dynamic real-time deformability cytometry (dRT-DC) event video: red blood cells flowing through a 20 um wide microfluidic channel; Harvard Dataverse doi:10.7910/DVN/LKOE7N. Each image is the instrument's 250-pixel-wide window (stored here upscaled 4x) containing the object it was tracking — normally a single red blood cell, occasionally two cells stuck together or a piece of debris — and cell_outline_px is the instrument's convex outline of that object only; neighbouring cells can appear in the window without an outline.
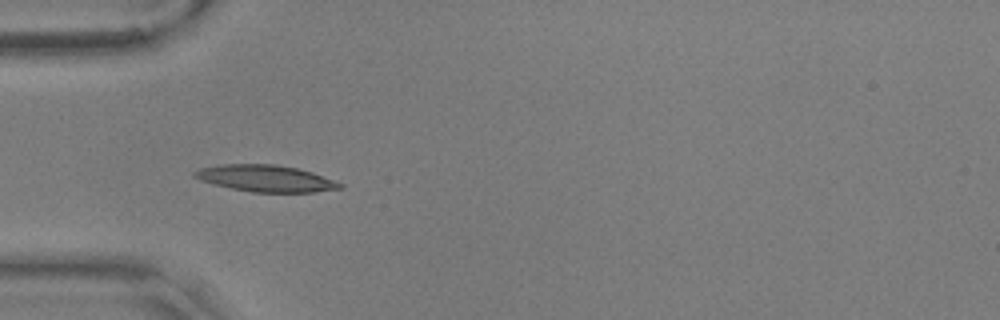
{"species": "common noctule bat (a hibernating species)", "species_latin": "Nyctalus noctula", "temperature_condition": "warm", "stored_images_in_passage": 36, "camera_frame_rate_fps": 3000, "um_per_image_px": 0.085, "animal": {"sex": "male", "body_mass_g": 17.9, "forearm_length_mm": 54.2}, "frame": {"image": 1, "passage_image": 1, "time_ms": 0.0, "image_size_px": [1000, 320], "cell_outline_px": [[344, 188], [312, 192], [252, 192], [212, 184], [200, 180], [192, 176], [192, 172], [200, 168], [220, 164], [276, 164], [296, 168], [312, 172], [344, 184]], "centroid_in_image_um": [22.56, 15.16], "position_along_channel_um": 62.4, "area_um2": 22.6}}
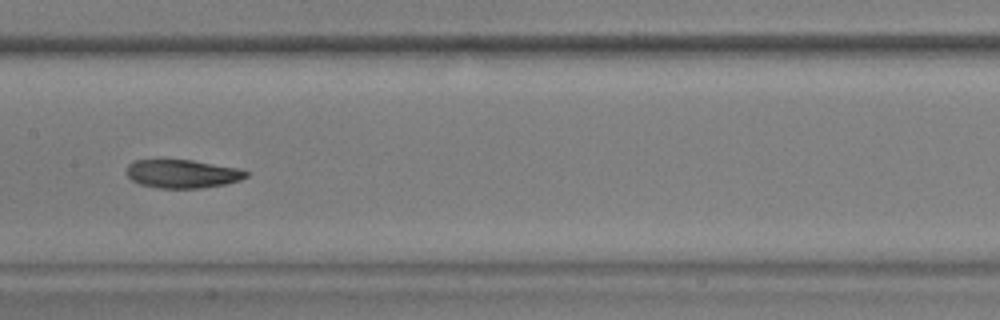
{"frame": {"image": 2, "passage_image": 12, "time_ms": 3.667, "image_size_px": [1000, 320], "cell_outline_px": [[248, 176], [240, 180], [224, 184], [200, 188], [160, 188], [140, 184], [132, 180], [128, 176], [128, 164], [136, 160], [156, 156], [192, 160], [240, 168], [248, 172]], "centroid_in_image_um": [15.47, 14.72], "position_along_channel_um": 191.9, "area_um2": 20.46}}
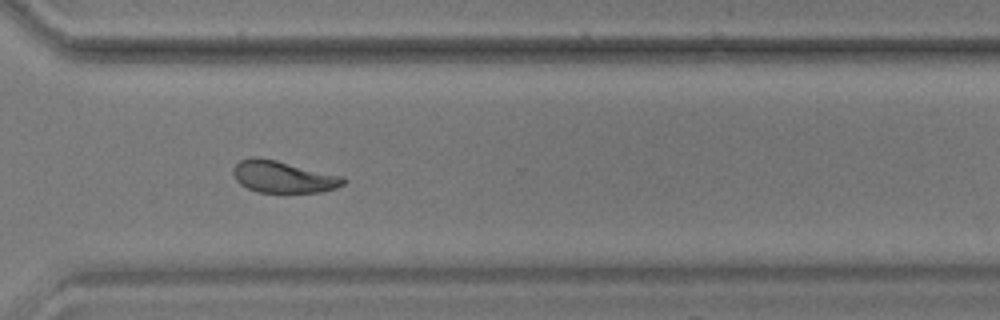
{"frame": {"image": 3, "passage_image": 25, "time_ms": 8.0, "image_size_px": [1000, 320], "cell_outline_px": [[348, 180], [344, 184], [336, 188], [320, 192], [256, 192], [240, 184], [236, 180], [232, 172], [232, 168], [240, 160], [252, 156], [256, 156], [276, 160], [344, 176]], "centroid_in_image_um": [24.07, 15.02], "position_along_channel_um": 346.5, "area_um2": 20.63}, "authors_computed_cell_mechanics": {"area_um2": 20.7213, "velocity_mm_per_s": 3.572, "shape_relaxation_time_tau1_ms": 5.2841, "shape_relaxation_time_tau2_ms": 2.9351, "deformation_change_tau1": 0.1996, "deformation_change_tau2": 0.0983}}